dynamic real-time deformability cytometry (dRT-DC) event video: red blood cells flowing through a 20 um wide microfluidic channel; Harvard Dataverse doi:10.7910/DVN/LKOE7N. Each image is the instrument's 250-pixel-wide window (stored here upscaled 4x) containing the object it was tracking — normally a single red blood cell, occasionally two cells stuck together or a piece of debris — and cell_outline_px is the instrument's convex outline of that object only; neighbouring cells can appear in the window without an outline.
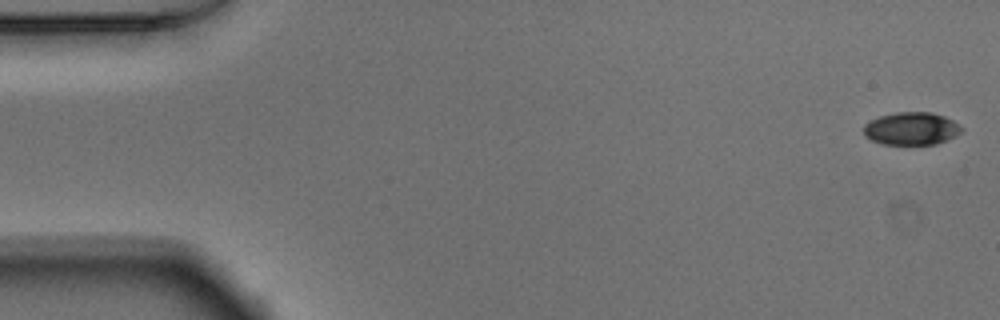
{"species": "Egyptian fruit bat (a non-hibernating species)", "species_latin": "Rousettus aegyptiacus", "temperature_condition": "warm", "stored_images_in_passage": 52, "camera_frame_rate_fps": 3000, "um_per_image_px": 0.085, "animal": {"sex": "male"}, "frame": {"image": 1, "passage_image": 1, "time_ms": 0.0, "image_size_px": [1000, 320], "cell_outline_px": [[964, 128], [956, 136], [936, 144], [880, 144], [864, 136], [864, 124], [880, 116], [896, 112], [932, 112], [944, 116], [952, 120]], "centroid_in_image_um": [77.47, 10.93], "position_along_channel_um": 7.5, "area_um2": 18.67}}
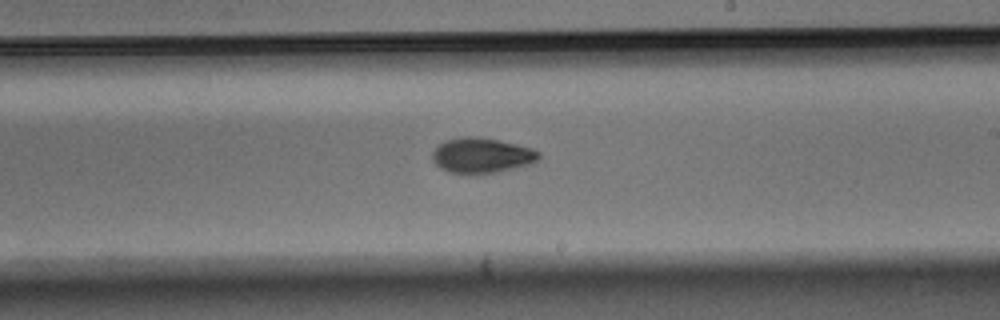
{"frame": {"image": 2, "passage_image": 30, "time_ms": 9.667, "image_size_px": [1000, 320], "cell_outline_px": [[540, 160], [532, 164], [496, 172], [448, 172], [440, 168], [432, 160], [432, 152], [440, 144], [448, 140], [464, 136], [472, 136], [500, 140], [532, 148], [540, 152]], "centroid_in_image_um": [40.99, 13.19], "position_along_channel_um": 248.0, "area_um2": 21.56}}
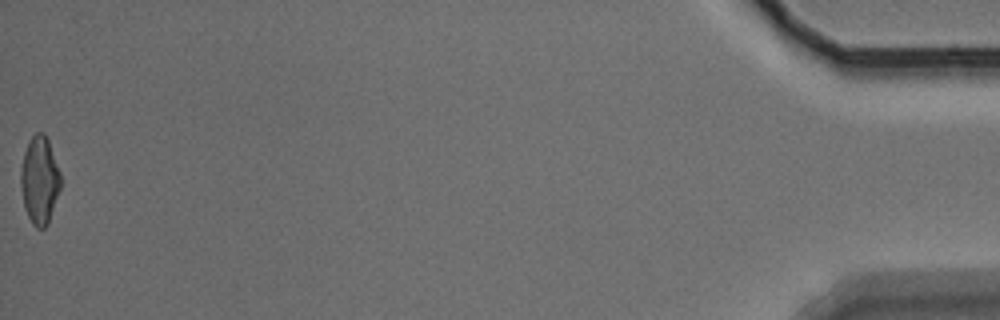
{"frame": {"image": 3, "passage_image": 52, "time_ms": 17.0, "image_size_px": [1000, 320], "cell_outline_px": [[60, 188], [48, 224], [44, 228], [36, 228], [32, 224], [24, 208], [20, 184], [20, 168], [24, 152], [32, 136], [36, 132], [44, 132], [48, 140], [60, 172]], "centroid_in_image_um": [3.35, 15.33], "position_along_channel_um": 431.9, "area_um2": 20.35}, "authors_computed_cell_mechanics": {"area_um2": 20.6057, "velocity_mm_per_s": 3.8823, "shape_relaxation_time_tau1_ms": 3.0542, "shape_relaxation_time_tau2_ms": 6.0885, "deformation_change_tau1": 0.134, "deformation_change_tau2": 0.0901}}